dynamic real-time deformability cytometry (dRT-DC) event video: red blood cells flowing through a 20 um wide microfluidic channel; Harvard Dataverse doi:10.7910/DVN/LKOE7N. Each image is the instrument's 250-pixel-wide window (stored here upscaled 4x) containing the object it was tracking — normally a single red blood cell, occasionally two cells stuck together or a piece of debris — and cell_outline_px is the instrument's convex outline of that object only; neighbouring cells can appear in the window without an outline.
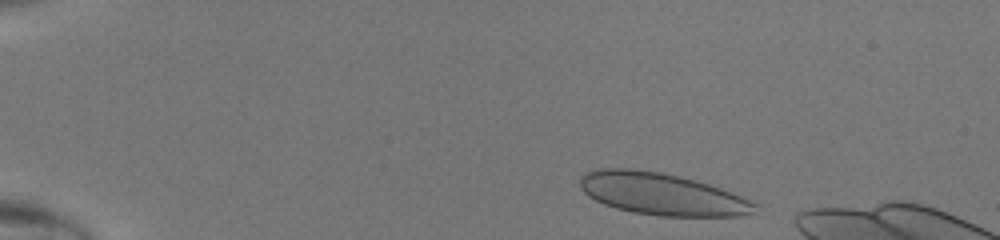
{"species": "human", "species_latin": "Homo sapiens", "temperature_condition": "room temperature", "stored_images_in_passage": 9, "camera_frame_rate_fps": 3000, "um_per_image_px": 0.085, "donor": {"sex": "male"}, "frame": {"image": 1, "passage_image": 1, "time_ms": 0.0, "image_size_px": [1000, 240], "cell_outline_px": [[756, 204], [752, 212], [736, 216], [660, 216], [632, 212], [616, 208], [604, 204], [588, 196], [580, 188], [580, 176], [588, 172], [604, 168], [628, 168], [660, 172], [692, 180], [728, 192], [748, 200]], "centroid_in_image_um": [56.14, 16.5], "position_along_channel_um": 28.9, "area_um2": 41.79}}